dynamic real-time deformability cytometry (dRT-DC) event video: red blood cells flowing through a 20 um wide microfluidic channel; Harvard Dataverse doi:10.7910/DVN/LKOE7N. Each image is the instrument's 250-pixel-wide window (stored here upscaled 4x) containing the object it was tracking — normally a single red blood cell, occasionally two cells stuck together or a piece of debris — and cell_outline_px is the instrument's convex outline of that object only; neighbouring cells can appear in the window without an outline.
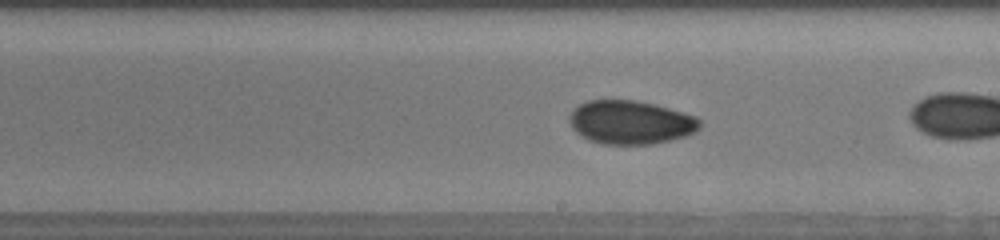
{"species": "human", "species_latin": "Homo sapiens", "temperature_condition": "cold", "stored_images_in_passage": 24, "camera_frame_rate_fps": 3000, "um_per_image_px": 0.085, "donor": {"sex": "male"}, "frame": {"image": 1, "passage_image": 21, "time_ms": 11.0, "image_size_px": [1000, 240], "cell_outline_px": [[700, 128], [696, 132], [684, 136], [652, 144], [604, 144], [588, 140], [576, 132], [572, 128], [568, 120], [568, 116], [580, 104], [588, 100], [636, 100], [656, 104], [696, 116], [700, 120]], "centroid_in_image_um": [53.59, 10.39], "position_along_channel_um": 235.4, "area_um2": 33.18}}